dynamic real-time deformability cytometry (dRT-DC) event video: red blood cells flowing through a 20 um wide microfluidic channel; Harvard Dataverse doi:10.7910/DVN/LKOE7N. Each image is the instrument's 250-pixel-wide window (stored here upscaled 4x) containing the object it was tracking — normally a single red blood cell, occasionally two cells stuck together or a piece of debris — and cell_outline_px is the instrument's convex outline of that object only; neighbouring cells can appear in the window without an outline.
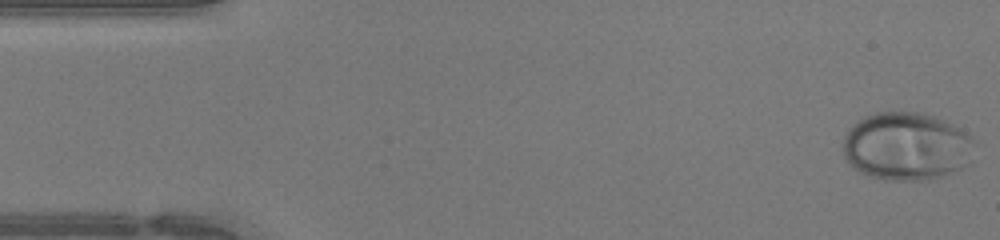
{"species": "human", "species_latin": "Homo sapiens", "temperature_condition": "warm", "stored_images_in_passage": 46, "camera_frame_rate_fps": 3000, "um_per_image_px": 0.085, "donor": {"sex": "female"}, "frame": {"image": 1, "passage_image": 1, "time_ms": 0.0, "image_size_px": [1000, 240], "cell_outline_px": [[976, 144], [972, 164], [940, 176], [928, 180], [884, 180], [860, 172], [848, 164], [844, 160], [844, 136], [848, 128], [856, 120], [864, 116], [876, 112], [924, 112], [936, 116], [960, 128], [972, 136], [976, 140]], "centroid_in_image_um": [77.09, 12.43], "position_along_channel_um": 7.9, "area_um2": 53.18}}
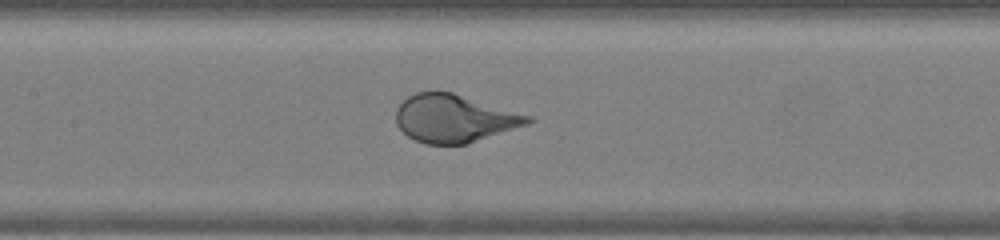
{"frame": {"image": 2, "passage_image": 21, "time_ms": 6.667, "image_size_px": [1000, 240], "cell_outline_px": [[536, 120], [528, 124], [468, 144], [424, 144], [408, 136], [396, 124], [396, 108], [408, 96], [416, 92], [452, 92], [532, 116]], "centroid_in_image_um": [38.63, 10.07], "position_along_channel_um": 168.8, "area_um2": 36.65}}
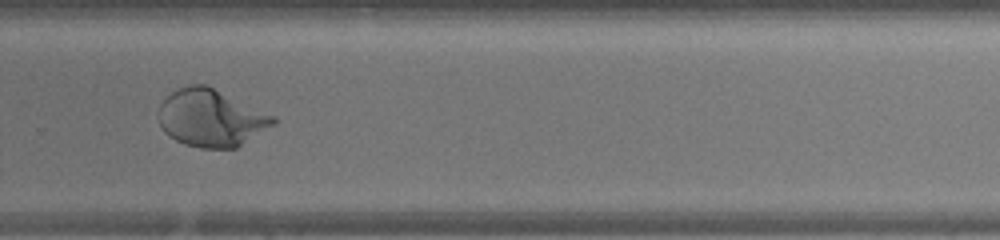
{"frame": {"image": 3, "passage_image": 31, "time_ms": 10.0, "image_size_px": [1000, 240], "cell_outline_px": [[276, 124], [236, 148], [200, 148], [184, 144], [168, 136], [164, 132], [156, 116], [156, 112], [160, 104], [172, 92], [188, 84], [208, 84], [276, 116]], "centroid_in_image_um": [17.94, 10.02], "position_along_channel_um": 311.9, "area_um2": 38.84}}